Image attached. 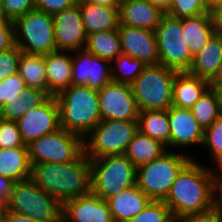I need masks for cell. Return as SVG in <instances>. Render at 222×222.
Returning a JSON list of instances; mask_svg holds the SVG:
<instances>
[{"instance_id":"10","label":"cell","mask_w":222,"mask_h":222,"mask_svg":"<svg viewBox=\"0 0 222 222\" xmlns=\"http://www.w3.org/2000/svg\"><path fill=\"white\" fill-rule=\"evenodd\" d=\"M159 64L178 72L188 71L193 57L187 45L182 19L164 14L155 29Z\"/></svg>"},{"instance_id":"41","label":"cell","mask_w":222,"mask_h":222,"mask_svg":"<svg viewBox=\"0 0 222 222\" xmlns=\"http://www.w3.org/2000/svg\"><path fill=\"white\" fill-rule=\"evenodd\" d=\"M79 0H34L35 9L53 15L78 3Z\"/></svg>"},{"instance_id":"19","label":"cell","mask_w":222,"mask_h":222,"mask_svg":"<svg viewBox=\"0 0 222 222\" xmlns=\"http://www.w3.org/2000/svg\"><path fill=\"white\" fill-rule=\"evenodd\" d=\"M165 10L151 0H126L119 6V25L155 31Z\"/></svg>"},{"instance_id":"49","label":"cell","mask_w":222,"mask_h":222,"mask_svg":"<svg viewBox=\"0 0 222 222\" xmlns=\"http://www.w3.org/2000/svg\"><path fill=\"white\" fill-rule=\"evenodd\" d=\"M79 1H84L95 5H103L108 7H119L121 4L118 0H79Z\"/></svg>"},{"instance_id":"18","label":"cell","mask_w":222,"mask_h":222,"mask_svg":"<svg viewBox=\"0 0 222 222\" xmlns=\"http://www.w3.org/2000/svg\"><path fill=\"white\" fill-rule=\"evenodd\" d=\"M170 124V149L189 147L190 145L202 146L204 129L194 118L191 109H181L171 106L168 109ZM181 147V148H180Z\"/></svg>"},{"instance_id":"22","label":"cell","mask_w":222,"mask_h":222,"mask_svg":"<svg viewBox=\"0 0 222 222\" xmlns=\"http://www.w3.org/2000/svg\"><path fill=\"white\" fill-rule=\"evenodd\" d=\"M208 88L209 81L188 71L177 72L173 82L172 106L191 109Z\"/></svg>"},{"instance_id":"45","label":"cell","mask_w":222,"mask_h":222,"mask_svg":"<svg viewBox=\"0 0 222 222\" xmlns=\"http://www.w3.org/2000/svg\"><path fill=\"white\" fill-rule=\"evenodd\" d=\"M214 209L222 218V170H219L214 183Z\"/></svg>"},{"instance_id":"12","label":"cell","mask_w":222,"mask_h":222,"mask_svg":"<svg viewBox=\"0 0 222 222\" xmlns=\"http://www.w3.org/2000/svg\"><path fill=\"white\" fill-rule=\"evenodd\" d=\"M102 120L138 121L139 108L129 84L111 81L98 91Z\"/></svg>"},{"instance_id":"5","label":"cell","mask_w":222,"mask_h":222,"mask_svg":"<svg viewBox=\"0 0 222 222\" xmlns=\"http://www.w3.org/2000/svg\"><path fill=\"white\" fill-rule=\"evenodd\" d=\"M7 211L38 222H62V204L31 178L14 183Z\"/></svg>"},{"instance_id":"15","label":"cell","mask_w":222,"mask_h":222,"mask_svg":"<svg viewBox=\"0 0 222 222\" xmlns=\"http://www.w3.org/2000/svg\"><path fill=\"white\" fill-rule=\"evenodd\" d=\"M56 50L73 52L83 49L87 34L84 29L80 4L52 15Z\"/></svg>"},{"instance_id":"17","label":"cell","mask_w":222,"mask_h":222,"mask_svg":"<svg viewBox=\"0 0 222 222\" xmlns=\"http://www.w3.org/2000/svg\"><path fill=\"white\" fill-rule=\"evenodd\" d=\"M62 222H114L108 203L92 191L62 205Z\"/></svg>"},{"instance_id":"31","label":"cell","mask_w":222,"mask_h":222,"mask_svg":"<svg viewBox=\"0 0 222 222\" xmlns=\"http://www.w3.org/2000/svg\"><path fill=\"white\" fill-rule=\"evenodd\" d=\"M20 95L17 100L7 102L0 109L1 118L17 121L31 108L38 107L49 97L45 91L30 87H27Z\"/></svg>"},{"instance_id":"16","label":"cell","mask_w":222,"mask_h":222,"mask_svg":"<svg viewBox=\"0 0 222 222\" xmlns=\"http://www.w3.org/2000/svg\"><path fill=\"white\" fill-rule=\"evenodd\" d=\"M118 32L122 54L139 59L147 66L159 64L155 31L119 25Z\"/></svg>"},{"instance_id":"21","label":"cell","mask_w":222,"mask_h":222,"mask_svg":"<svg viewBox=\"0 0 222 222\" xmlns=\"http://www.w3.org/2000/svg\"><path fill=\"white\" fill-rule=\"evenodd\" d=\"M106 201L114 222H126L137 216L151 199L137 185H134L123 189Z\"/></svg>"},{"instance_id":"37","label":"cell","mask_w":222,"mask_h":222,"mask_svg":"<svg viewBox=\"0 0 222 222\" xmlns=\"http://www.w3.org/2000/svg\"><path fill=\"white\" fill-rule=\"evenodd\" d=\"M26 88L25 82L18 73L0 81V109L7 102L17 100Z\"/></svg>"},{"instance_id":"33","label":"cell","mask_w":222,"mask_h":222,"mask_svg":"<svg viewBox=\"0 0 222 222\" xmlns=\"http://www.w3.org/2000/svg\"><path fill=\"white\" fill-rule=\"evenodd\" d=\"M191 111L203 129L211 126L222 114L216 96L210 88L193 105Z\"/></svg>"},{"instance_id":"24","label":"cell","mask_w":222,"mask_h":222,"mask_svg":"<svg viewBox=\"0 0 222 222\" xmlns=\"http://www.w3.org/2000/svg\"><path fill=\"white\" fill-rule=\"evenodd\" d=\"M82 21L87 35L119 27V7H108L78 1Z\"/></svg>"},{"instance_id":"20","label":"cell","mask_w":222,"mask_h":222,"mask_svg":"<svg viewBox=\"0 0 222 222\" xmlns=\"http://www.w3.org/2000/svg\"><path fill=\"white\" fill-rule=\"evenodd\" d=\"M47 94L56 96L72 86V52L54 51L45 55Z\"/></svg>"},{"instance_id":"32","label":"cell","mask_w":222,"mask_h":222,"mask_svg":"<svg viewBox=\"0 0 222 222\" xmlns=\"http://www.w3.org/2000/svg\"><path fill=\"white\" fill-rule=\"evenodd\" d=\"M112 81L131 85L147 66L139 59L121 54L111 62Z\"/></svg>"},{"instance_id":"2","label":"cell","mask_w":222,"mask_h":222,"mask_svg":"<svg viewBox=\"0 0 222 222\" xmlns=\"http://www.w3.org/2000/svg\"><path fill=\"white\" fill-rule=\"evenodd\" d=\"M30 178L63 205L91 192V162L83 152L72 162L33 164Z\"/></svg>"},{"instance_id":"26","label":"cell","mask_w":222,"mask_h":222,"mask_svg":"<svg viewBox=\"0 0 222 222\" xmlns=\"http://www.w3.org/2000/svg\"><path fill=\"white\" fill-rule=\"evenodd\" d=\"M182 30L192 57L198 54L214 34L209 13L182 18Z\"/></svg>"},{"instance_id":"25","label":"cell","mask_w":222,"mask_h":222,"mask_svg":"<svg viewBox=\"0 0 222 222\" xmlns=\"http://www.w3.org/2000/svg\"><path fill=\"white\" fill-rule=\"evenodd\" d=\"M0 175L14 182L29 179L31 164L28 147L0 148Z\"/></svg>"},{"instance_id":"4","label":"cell","mask_w":222,"mask_h":222,"mask_svg":"<svg viewBox=\"0 0 222 222\" xmlns=\"http://www.w3.org/2000/svg\"><path fill=\"white\" fill-rule=\"evenodd\" d=\"M167 150L159 158L137 167L136 185L151 200H164L182 168L193 158ZM190 154V156H189Z\"/></svg>"},{"instance_id":"9","label":"cell","mask_w":222,"mask_h":222,"mask_svg":"<svg viewBox=\"0 0 222 222\" xmlns=\"http://www.w3.org/2000/svg\"><path fill=\"white\" fill-rule=\"evenodd\" d=\"M14 25L15 44L22 52L47 55L57 51L52 15L34 9L17 18Z\"/></svg>"},{"instance_id":"14","label":"cell","mask_w":222,"mask_h":222,"mask_svg":"<svg viewBox=\"0 0 222 222\" xmlns=\"http://www.w3.org/2000/svg\"><path fill=\"white\" fill-rule=\"evenodd\" d=\"M72 85L99 91L112 81L111 62L85 48L72 52Z\"/></svg>"},{"instance_id":"28","label":"cell","mask_w":222,"mask_h":222,"mask_svg":"<svg viewBox=\"0 0 222 222\" xmlns=\"http://www.w3.org/2000/svg\"><path fill=\"white\" fill-rule=\"evenodd\" d=\"M166 151L167 148L159 141L152 139L138 130L132 141L128 144L124 155L137 168L159 158Z\"/></svg>"},{"instance_id":"30","label":"cell","mask_w":222,"mask_h":222,"mask_svg":"<svg viewBox=\"0 0 222 222\" xmlns=\"http://www.w3.org/2000/svg\"><path fill=\"white\" fill-rule=\"evenodd\" d=\"M84 48L92 54L112 62L122 54L118 28L87 35Z\"/></svg>"},{"instance_id":"47","label":"cell","mask_w":222,"mask_h":222,"mask_svg":"<svg viewBox=\"0 0 222 222\" xmlns=\"http://www.w3.org/2000/svg\"><path fill=\"white\" fill-rule=\"evenodd\" d=\"M2 222H38V221H35L34 219L28 216L7 211Z\"/></svg>"},{"instance_id":"50","label":"cell","mask_w":222,"mask_h":222,"mask_svg":"<svg viewBox=\"0 0 222 222\" xmlns=\"http://www.w3.org/2000/svg\"><path fill=\"white\" fill-rule=\"evenodd\" d=\"M7 212V202L0 199V222L3 221Z\"/></svg>"},{"instance_id":"27","label":"cell","mask_w":222,"mask_h":222,"mask_svg":"<svg viewBox=\"0 0 222 222\" xmlns=\"http://www.w3.org/2000/svg\"><path fill=\"white\" fill-rule=\"evenodd\" d=\"M138 130L159 141L170 150V124L168 110H145L139 112Z\"/></svg>"},{"instance_id":"54","label":"cell","mask_w":222,"mask_h":222,"mask_svg":"<svg viewBox=\"0 0 222 222\" xmlns=\"http://www.w3.org/2000/svg\"><path fill=\"white\" fill-rule=\"evenodd\" d=\"M4 18H3V16H2V14H1V9H0V20H3Z\"/></svg>"},{"instance_id":"13","label":"cell","mask_w":222,"mask_h":222,"mask_svg":"<svg viewBox=\"0 0 222 222\" xmlns=\"http://www.w3.org/2000/svg\"><path fill=\"white\" fill-rule=\"evenodd\" d=\"M25 145L60 129V109L55 96H49L41 105L31 108L16 121Z\"/></svg>"},{"instance_id":"8","label":"cell","mask_w":222,"mask_h":222,"mask_svg":"<svg viewBox=\"0 0 222 222\" xmlns=\"http://www.w3.org/2000/svg\"><path fill=\"white\" fill-rule=\"evenodd\" d=\"M138 131V121L101 120L84 138V153L89 159L125 154Z\"/></svg>"},{"instance_id":"36","label":"cell","mask_w":222,"mask_h":222,"mask_svg":"<svg viewBox=\"0 0 222 222\" xmlns=\"http://www.w3.org/2000/svg\"><path fill=\"white\" fill-rule=\"evenodd\" d=\"M126 222H174V217L162 200H151L137 216Z\"/></svg>"},{"instance_id":"38","label":"cell","mask_w":222,"mask_h":222,"mask_svg":"<svg viewBox=\"0 0 222 222\" xmlns=\"http://www.w3.org/2000/svg\"><path fill=\"white\" fill-rule=\"evenodd\" d=\"M28 147L23 142L16 121L0 117V148Z\"/></svg>"},{"instance_id":"3","label":"cell","mask_w":222,"mask_h":222,"mask_svg":"<svg viewBox=\"0 0 222 222\" xmlns=\"http://www.w3.org/2000/svg\"><path fill=\"white\" fill-rule=\"evenodd\" d=\"M60 109L61 128L85 138L102 120L98 91L72 85L55 96Z\"/></svg>"},{"instance_id":"51","label":"cell","mask_w":222,"mask_h":222,"mask_svg":"<svg viewBox=\"0 0 222 222\" xmlns=\"http://www.w3.org/2000/svg\"><path fill=\"white\" fill-rule=\"evenodd\" d=\"M154 4L161 6L164 10L170 5L172 0H151Z\"/></svg>"},{"instance_id":"44","label":"cell","mask_w":222,"mask_h":222,"mask_svg":"<svg viewBox=\"0 0 222 222\" xmlns=\"http://www.w3.org/2000/svg\"><path fill=\"white\" fill-rule=\"evenodd\" d=\"M209 15L215 34L222 35V6L210 3Z\"/></svg>"},{"instance_id":"39","label":"cell","mask_w":222,"mask_h":222,"mask_svg":"<svg viewBox=\"0 0 222 222\" xmlns=\"http://www.w3.org/2000/svg\"><path fill=\"white\" fill-rule=\"evenodd\" d=\"M1 14L4 19L15 21L35 9L34 0H0Z\"/></svg>"},{"instance_id":"6","label":"cell","mask_w":222,"mask_h":222,"mask_svg":"<svg viewBox=\"0 0 222 222\" xmlns=\"http://www.w3.org/2000/svg\"><path fill=\"white\" fill-rule=\"evenodd\" d=\"M177 72L161 64L144 68L130 85L139 111L168 110L172 106L173 82Z\"/></svg>"},{"instance_id":"23","label":"cell","mask_w":222,"mask_h":222,"mask_svg":"<svg viewBox=\"0 0 222 222\" xmlns=\"http://www.w3.org/2000/svg\"><path fill=\"white\" fill-rule=\"evenodd\" d=\"M222 63V35L213 34L203 49L193 57L188 70L192 75L211 81Z\"/></svg>"},{"instance_id":"46","label":"cell","mask_w":222,"mask_h":222,"mask_svg":"<svg viewBox=\"0 0 222 222\" xmlns=\"http://www.w3.org/2000/svg\"><path fill=\"white\" fill-rule=\"evenodd\" d=\"M14 181L0 175V199L8 201L13 189Z\"/></svg>"},{"instance_id":"53","label":"cell","mask_w":222,"mask_h":222,"mask_svg":"<svg viewBox=\"0 0 222 222\" xmlns=\"http://www.w3.org/2000/svg\"><path fill=\"white\" fill-rule=\"evenodd\" d=\"M212 2H213L215 5L222 6V0H213Z\"/></svg>"},{"instance_id":"29","label":"cell","mask_w":222,"mask_h":222,"mask_svg":"<svg viewBox=\"0 0 222 222\" xmlns=\"http://www.w3.org/2000/svg\"><path fill=\"white\" fill-rule=\"evenodd\" d=\"M46 73L45 55L21 53L18 74L27 87L38 88L47 93Z\"/></svg>"},{"instance_id":"7","label":"cell","mask_w":222,"mask_h":222,"mask_svg":"<svg viewBox=\"0 0 222 222\" xmlns=\"http://www.w3.org/2000/svg\"><path fill=\"white\" fill-rule=\"evenodd\" d=\"M90 162L91 191L104 200L136 185L137 168L124 154L94 158Z\"/></svg>"},{"instance_id":"34","label":"cell","mask_w":222,"mask_h":222,"mask_svg":"<svg viewBox=\"0 0 222 222\" xmlns=\"http://www.w3.org/2000/svg\"><path fill=\"white\" fill-rule=\"evenodd\" d=\"M203 147L208 149L216 170H222V114L209 127L204 129Z\"/></svg>"},{"instance_id":"35","label":"cell","mask_w":222,"mask_h":222,"mask_svg":"<svg viewBox=\"0 0 222 222\" xmlns=\"http://www.w3.org/2000/svg\"><path fill=\"white\" fill-rule=\"evenodd\" d=\"M210 0H172L165 13L182 19L209 13Z\"/></svg>"},{"instance_id":"52","label":"cell","mask_w":222,"mask_h":222,"mask_svg":"<svg viewBox=\"0 0 222 222\" xmlns=\"http://www.w3.org/2000/svg\"><path fill=\"white\" fill-rule=\"evenodd\" d=\"M222 80V63L220 64L219 70L215 78L211 81H220Z\"/></svg>"},{"instance_id":"11","label":"cell","mask_w":222,"mask_h":222,"mask_svg":"<svg viewBox=\"0 0 222 222\" xmlns=\"http://www.w3.org/2000/svg\"><path fill=\"white\" fill-rule=\"evenodd\" d=\"M28 146L30 164L67 163L84 152V138L63 128L32 141Z\"/></svg>"},{"instance_id":"42","label":"cell","mask_w":222,"mask_h":222,"mask_svg":"<svg viewBox=\"0 0 222 222\" xmlns=\"http://www.w3.org/2000/svg\"><path fill=\"white\" fill-rule=\"evenodd\" d=\"M15 44V25L8 19L0 20V51L14 47Z\"/></svg>"},{"instance_id":"40","label":"cell","mask_w":222,"mask_h":222,"mask_svg":"<svg viewBox=\"0 0 222 222\" xmlns=\"http://www.w3.org/2000/svg\"><path fill=\"white\" fill-rule=\"evenodd\" d=\"M22 51L17 45L0 51V81L18 73V66Z\"/></svg>"},{"instance_id":"43","label":"cell","mask_w":222,"mask_h":222,"mask_svg":"<svg viewBox=\"0 0 222 222\" xmlns=\"http://www.w3.org/2000/svg\"><path fill=\"white\" fill-rule=\"evenodd\" d=\"M174 222H222V218L213 208L210 211L197 214H187L174 219Z\"/></svg>"},{"instance_id":"48","label":"cell","mask_w":222,"mask_h":222,"mask_svg":"<svg viewBox=\"0 0 222 222\" xmlns=\"http://www.w3.org/2000/svg\"><path fill=\"white\" fill-rule=\"evenodd\" d=\"M209 88L214 92L222 112V80L210 81Z\"/></svg>"},{"instance_id":"1","label":"cell","mask_w":222,"mask_h":222,"mask_svg":"<svg viewBox=\"0 0 222 222\" xmlns=\"http://www.w3.org/2000/svg\"><path fill=\"white\" fill-rule=\"evenodd\" d=\"M218 171L193 158L182 168L163 200L174 219L214 208V183Z\"/></svg>"}]
</instances>
